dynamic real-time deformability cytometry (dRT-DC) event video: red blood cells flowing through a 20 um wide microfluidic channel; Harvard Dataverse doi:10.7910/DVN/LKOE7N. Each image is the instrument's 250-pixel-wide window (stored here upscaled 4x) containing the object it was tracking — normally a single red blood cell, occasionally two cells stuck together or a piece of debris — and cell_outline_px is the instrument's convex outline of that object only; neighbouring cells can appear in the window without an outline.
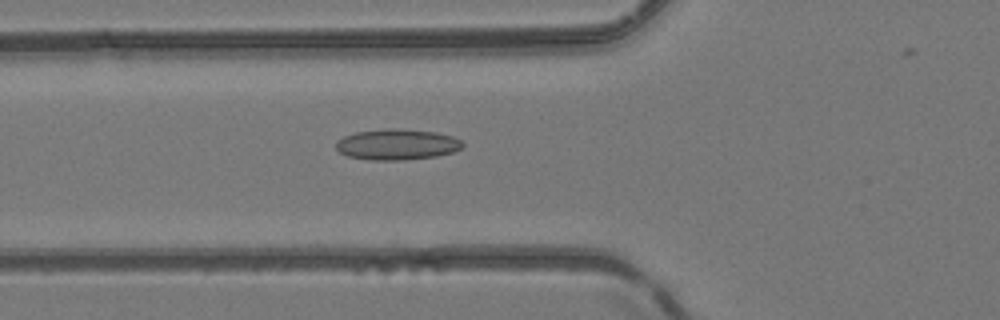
{"species": "common noctule bat (a hibernating species)", "species_latin": "Nyctalus noctula", "temperature_condition": "room temperature", "stored_images_in_passage": 46, "camera_frame_rate_fps": 3000, "um_per_image_px": 0.085, "animal": {"sex": "female", "body_mass_g": 24.6, "forearm_length_mm": 56.2}, "frame": {"image": 1, "passage_image": 19, "time_ms": 6.0, "image_size_px": [1000, 320], "cell_outline_px": [[464, 144], [460, 148], [452, 152], [436, 156], [404, 160], [372, 160], [348, 156], [340, 152], [336, 148], [336, 140], [344, 136], [356, 132], [392, 128], [396, 128], [436, 132], [452, 136], [460, 140]], "centroid_in_image_um": [33.73, 12.28], "position_along_channel_um": 92.1, "area_um2": 22.6}}
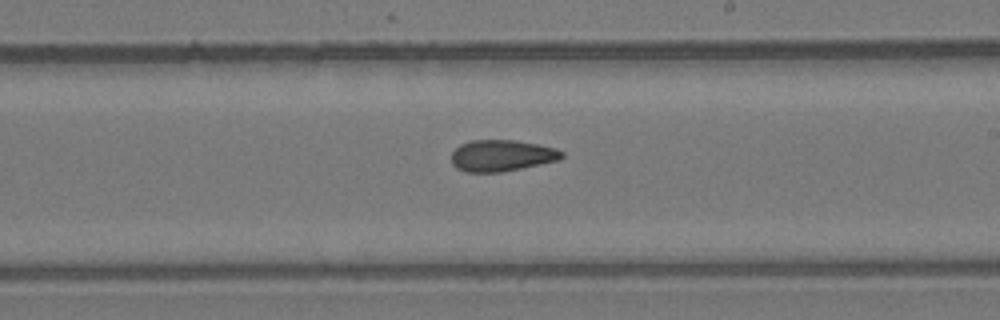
{"frame": {"image": 2, "passage_image": 30, "time_ms": 9.667, "image_size_px": [1000, 320], "cell_outline_px": [[564, 156], [560, 160], [500, 172], [464, 172], [456, 168], [452, 164], [452, 152], [460, 144], [472, 140], [516, 140], [556, 148], [564, 152]], "centroid_in_image_um": [42.64, 13.22], "position_along_channel_um": 246.4, "area_um2": 20.23}}
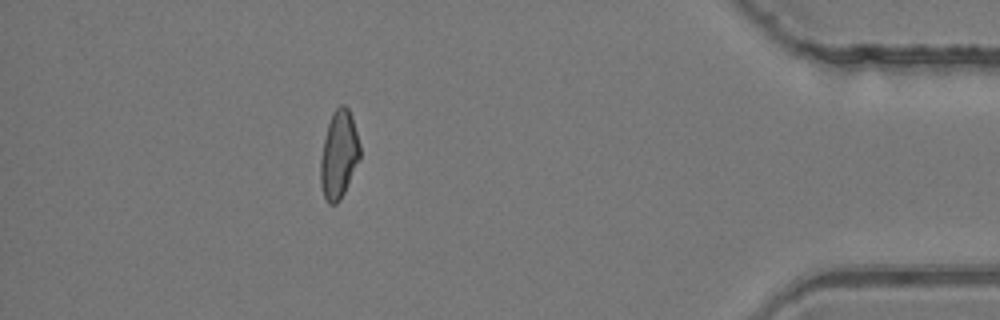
{"frame": {"image": 3, "passage_image": 45, "time_ms": 14.667, "image_size_px": [1000, 320], "cell_outline_px": [[360, 160], [340, 200], [336, 204], [328, 204], [324, 196], [320, 184], [320, 160], [324, 140], [328, 124], [332, 112], [340, 104], [344, 104], [348, 108], [352, 116], [360, 144]], "centroid_in_image_um": [28.81, 13.14], "position_along_channel_um": 406.4, "area_um2": 20.29}}